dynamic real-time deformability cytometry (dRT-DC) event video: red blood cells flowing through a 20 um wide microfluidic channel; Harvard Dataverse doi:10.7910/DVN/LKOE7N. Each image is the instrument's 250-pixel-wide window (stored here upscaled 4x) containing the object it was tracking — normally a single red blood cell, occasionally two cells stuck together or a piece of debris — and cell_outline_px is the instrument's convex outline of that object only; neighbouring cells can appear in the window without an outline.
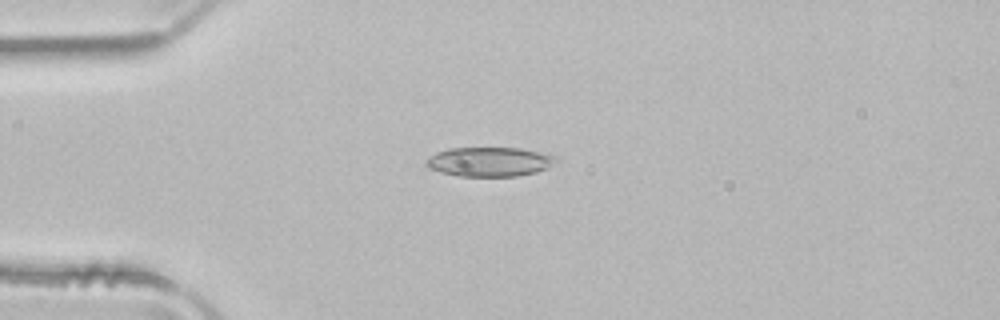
{"species": "common noctule bat (a hibernating species)", "species_latin": "Nyctalus noctula", "temperature_condition": "room temperature", "stored_images_in_passage": 43, "camera_frame_rate_fps": 3000, "um_per_image_px": 0.085, "animal": {"sex": "male", "body_mass_g": 21.5, "forearm_length_mm": 52.0}, "frame": {"image": 1, "passage_image": 5, "time_ms": 1.333, "image_size_px": [1000, 320], "cell_outline_px": [[560, 160], [556, 164], [536, 172], [516, 176], [460, 176], [440, 172], [428, 168], [424, 164], [424, 160], [436, 152], [448, 148], [520, 148], [540, 152], [556, 156]], "centroid_in_image_um": [41.6, 13.74], "position_along_channel_um": 43.4, "area_um2": 22.43}}
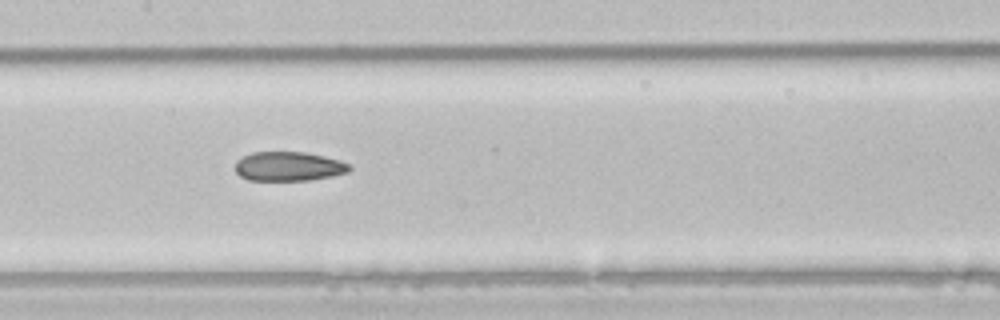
{"frame": {"image": 2, "passage_image": 17, "time_ms": 5.333, "image_size_px": [1000, 320], "cell_outline_px": [[352, 168], [348, 172], [332, 176], [312, 180], [248, 180], [240, 176], [236, 172], [236, 160], [252, 152], [304, 152], [324, 156], [340, 160], [348, 164]], "centroid_in_image_um": [24.54, 14.14], "position_along_channel_um": 182.9, "area_um2": 19.48}}
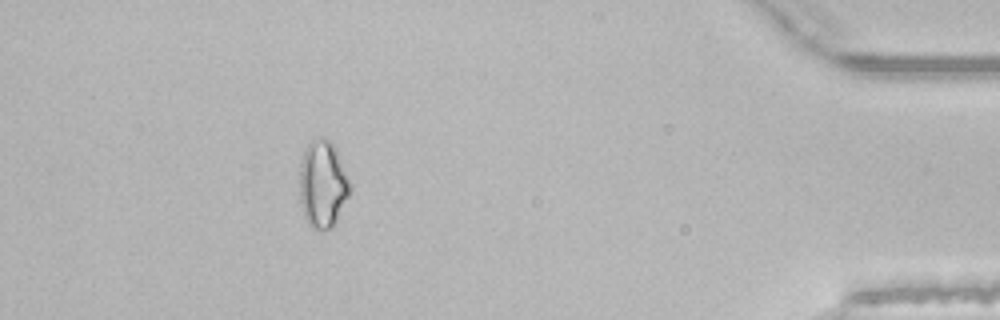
{"frame": {"image": 3, "passage_image": 38, "time_ms": 12.333, "image_size_px": [1000, 320], "cell_outline_px": [[348, 196], [336, 220], [328, 228], [312, 228], [308, 224], [304, 216], [300, 204], [300, 164], [304, 148], [312, 140], [332, 140], [348, 180]], "centroid_in_image_um": [27.38, 15.64], "position_along_channel_um": 407.8, "area_um2": 24.74}, "authors_computed_cell_mechanics": {"area_um2": 21.0392, "velocity_mm_per_s": 4.0001, "shape_relaxation_time_tau1_ms": 10.6231, "shape_relaxation_time_tau2_ms": 5.5779, "deformation_change_tau1": 0.1575, "deformation_change_tau2": 0.1396}}